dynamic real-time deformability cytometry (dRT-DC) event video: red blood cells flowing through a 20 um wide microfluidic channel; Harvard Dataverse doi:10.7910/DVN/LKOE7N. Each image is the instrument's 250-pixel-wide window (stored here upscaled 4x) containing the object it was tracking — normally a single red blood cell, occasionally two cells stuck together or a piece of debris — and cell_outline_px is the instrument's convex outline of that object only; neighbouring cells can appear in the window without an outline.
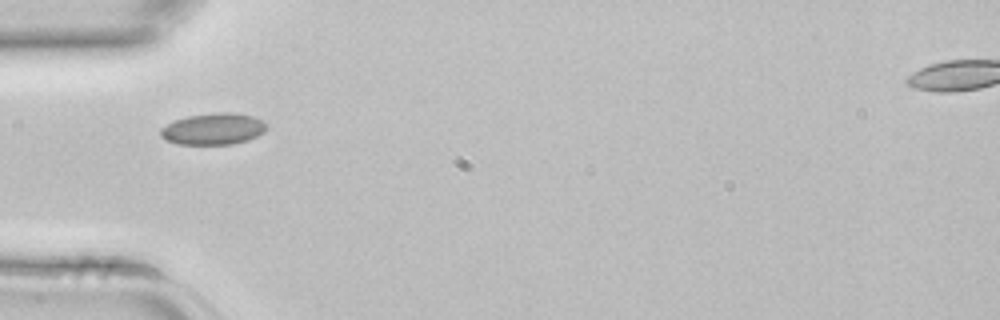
{"species": "common noctule bat (a hibernating species)", "species_latin": "Nyctalus noctula", "temperature_condition": "room temperature", "stored_images_in_passage": 2, "camera_frame_rate_fps": 3000, "um_per_image_px": 0.085, "animal": {"sex": "female", "body_mass_g": 22.7, "forearm_length_mm": 54.2}, "frame": {"image": 1, "passage_image": 1, "time_ms": 0.0, "image_size_px": [1000, 320], "cell_outline_px": [[268, 128], [264, 132], [248, 140], [232, 144], [176, 144], [160, 136], [160, 128], [176, 120], [188, 116], [216, 112], [228, 112], [252, 116], [268, 124]], "centroid_in_image_um": [18.14, 10.96], "position_along_channel_um": 66.9, "area_um2": 19.36}}